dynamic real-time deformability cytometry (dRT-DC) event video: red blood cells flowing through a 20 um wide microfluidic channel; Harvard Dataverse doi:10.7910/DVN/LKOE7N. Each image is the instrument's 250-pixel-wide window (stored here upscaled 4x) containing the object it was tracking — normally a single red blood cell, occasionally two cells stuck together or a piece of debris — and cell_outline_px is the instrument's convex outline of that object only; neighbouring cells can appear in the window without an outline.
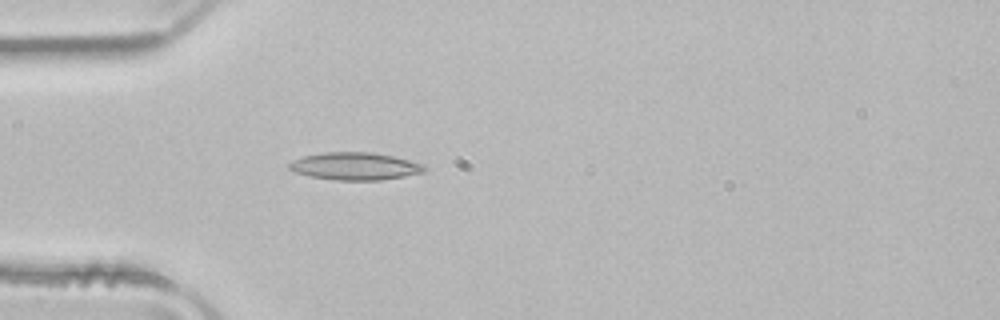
{"species": "common noctule bat (a hibernating species)", "species_latin": "Nyctalus noctula", "temperature_condition": "room temperature", "stored_images_in_passage": 37, "camera_frame_rate_fps": 3000, "um_per_image_px": 0.085, "animal": {"sex": "male", "body_mass_g": 21.5, "forearm_length_mm": 52.0}, "frame": {"image": 1, "passage_image": 1, "time_ms": 0.0, "image_size_px": [1000, 320], "cell_outline_px": [[424, 172], [404, 176], [380, 180], [336, 180], [308, 176], [296, 172], [288, 168], [288, 164], [292, 160], [304, 156], [324, 152], [372, 152], [392, 156], [424, 164]], "centroid_in_image_um": [30.14, 14.12], "position_along_channel_um": 54.9, "area_um2": 21.56}}
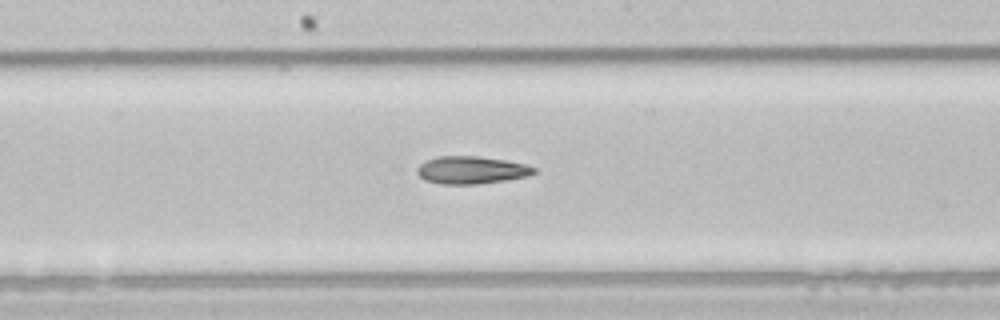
{"frame": {"image": 2, "passage_image": 13, "time_ms": 4.0, "image_size_px": [1000, 320], "cell_outline_px": [[536, 172], [528, 176], [504, 180], [476, 184], [440, 184], [424, 180], [416, 172], [416, 168], [420, 164], [428, 160], [440, 156], [480, 156], [504, 160], [524, 164], [536, 168]], "centroid_in_image_um": [40.04, 14.46], "position_along_channel_um": 208.2, "area_um2": 18.67}}
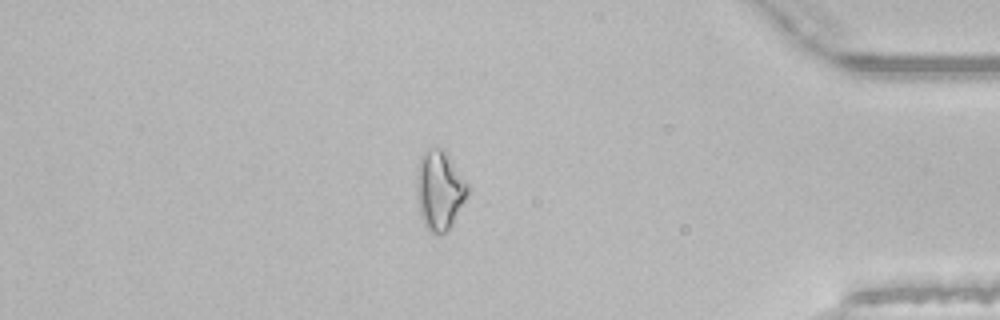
{"frame": {"image": 3, "passage_image": 30, "time_ms": 9.667, "image_size_px": [1000, 320], "cell_outline_px": [[472, 188], [448, 228], [444, 232], [432, 232], [424, 224], [420, 212], [416, 196], [416, 176], [420, 156], [432, 148], [444, 148]], "centroid_in_image_um": [37.37, 16.1], "position_along_channel_um": 397.8, "area_um2": 23.41}, "authors_computed_cell_mechanics": {"area_um2": 19.4208, "velocity_mm_per_s": 3.9869, "shape_relaxation_time_tau1_ms": null, "shape_relaxation_time_tau2_ms": 10.7881, "deformation_change_tau1": null, "deformation_change_tau2": 0.2586}}